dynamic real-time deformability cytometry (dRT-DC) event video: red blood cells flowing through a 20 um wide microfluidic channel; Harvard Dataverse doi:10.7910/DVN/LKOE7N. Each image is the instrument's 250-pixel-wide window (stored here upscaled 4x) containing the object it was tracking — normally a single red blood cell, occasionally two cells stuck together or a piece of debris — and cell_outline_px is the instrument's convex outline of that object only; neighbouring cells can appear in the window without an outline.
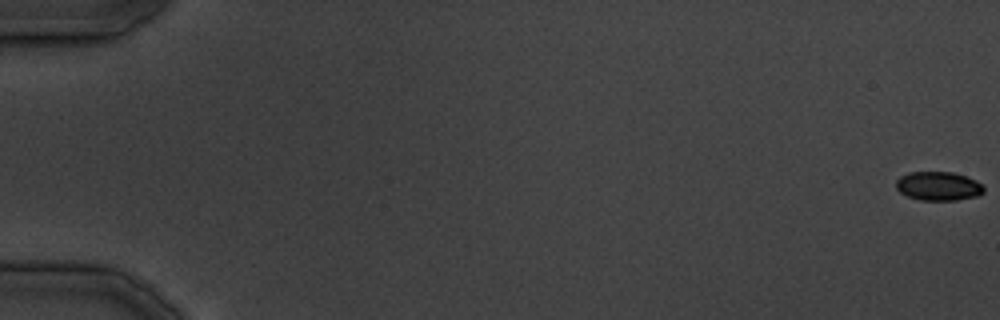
{"species": "common noctule bat (a hibernating species)", "species_latin": "Nyctalus noctula", "temperature_condition": "cold", "stored_images_in_passage": 8, "camera_frame_rate_fps": 3000, "um_per_image_px": 0.085, "animal": {"sex": "male", "body_mass_g": 19.5, "forearm_length_mm": 54.6}, "frame": {"image": 1, "passage_image": 1, "time_ms": 0.0, "image_size_px": [1000, 320], "cell_outline_px": [[984, 192], [976, 196], [956, 200], [920, 200], [908, 196], [900, 192], [896, 188], [896, 180], [900, 176], [908, 172], [952, 172], [976, 180], [984, 188]], "centroid_in_image_um": [79.73, 15.81], "position_along_channel_um": 5.3, "area_um2": 14.68}}